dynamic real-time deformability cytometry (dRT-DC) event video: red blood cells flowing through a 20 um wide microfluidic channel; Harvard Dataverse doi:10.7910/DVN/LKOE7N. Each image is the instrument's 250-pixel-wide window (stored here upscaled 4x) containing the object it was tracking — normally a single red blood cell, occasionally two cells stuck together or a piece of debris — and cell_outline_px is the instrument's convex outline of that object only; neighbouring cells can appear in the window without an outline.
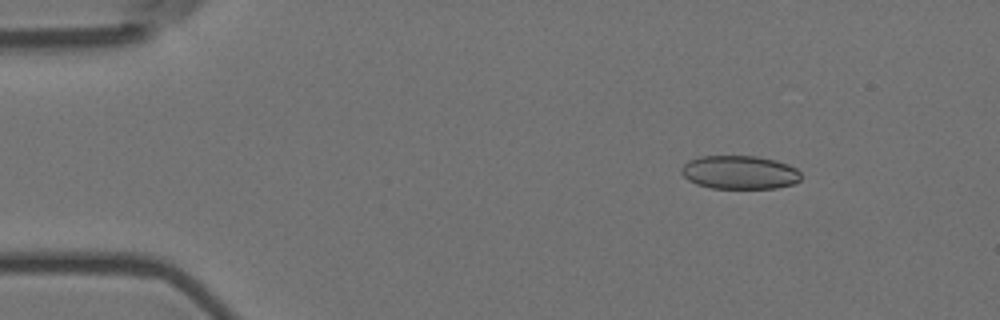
{"species": "Egyptian fruit bat (a non-hibernating species)", "species_latin": "Rousettus aegyptiacus", "temperature_condition": "room temperature", "stored_images_in_passage": 5, "camera_frame_rate_fps": 3000, "um_per_image_px": 0.085, "animal": {"sex": "female"}, "frame": {"image": 1, "passage_image": 2, "time_ms": 0.333, "image_size_px": [1000, 320], "cell_outline_px": [[800, 180], [792, 184], [776, 188], [712, 188], [696, 184], [688, 180], [680, 172], [680, 168], [688, 160], [700, 156], [756, 156], [776, 160], [788, 164], [796, 168], [800, 172]], "centroid_in_image_um": [62.84, 14.64], "position_along_channel_um": 22.2, "area_um2": 23.47}}
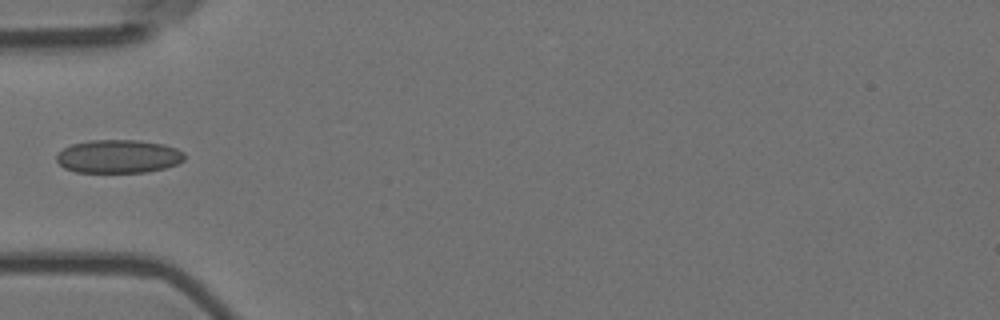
{"frame": {"image": 2, "passage_image": 5, "time_ms": 1.333, "image_size_px": [1000, 320], "cell_outline_px": [[184, 160], [176, 164], [164, 168], [148, 172], [76, 172], [64, 168], [56, 160], [56, 156], [64, 148], [72, 144], [88, 140], [140, 140], [164, 144], [176, 148], [184, 152]], "centroid_in_image_um": [10.07, 13.29], "position_along_channel_um": 74.9, "area_um2": 24.91}}